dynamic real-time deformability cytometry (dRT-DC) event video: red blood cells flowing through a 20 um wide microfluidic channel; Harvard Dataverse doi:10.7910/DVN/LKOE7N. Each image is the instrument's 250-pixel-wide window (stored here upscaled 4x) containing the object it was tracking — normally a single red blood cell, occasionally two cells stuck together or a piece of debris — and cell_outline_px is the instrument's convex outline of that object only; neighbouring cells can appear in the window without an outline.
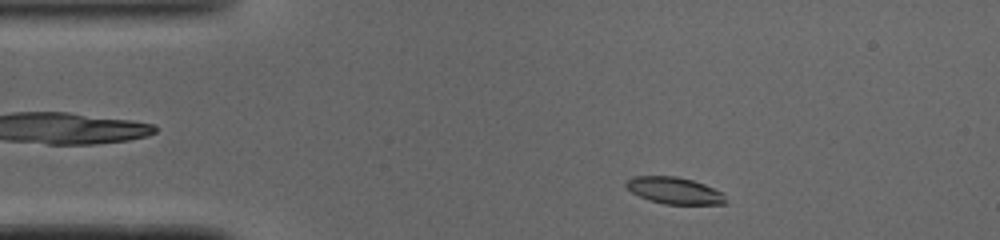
{"species": "common noctule bat (a hibernating species)", "species_latin": "Nyctalus noctula", "temperature_condition": "cold", "stored_images_in_passage": 45, "camera_frame_rate_fps": 3000, "um_per_image_px": 0.085, "animal": {"sex": "male", "body_mass_g": 19.0, "forearm_length_mm": 50.8}, "frame": {"image": 1, "passage_image": 4, "time_ms": 1.0, "image_size_px": [1000, 240], "cell_outline_px": [[724, 204], [664, 204], [648, 200], [632, 192], [624, 184], [632, 176], [676, 176], [692, 180], [704, 184], [724, 192]], "centroid_in_image_um": [57.31, 16.19], "position_along_channel_um": 27.7, "area_um2": 15.43}}
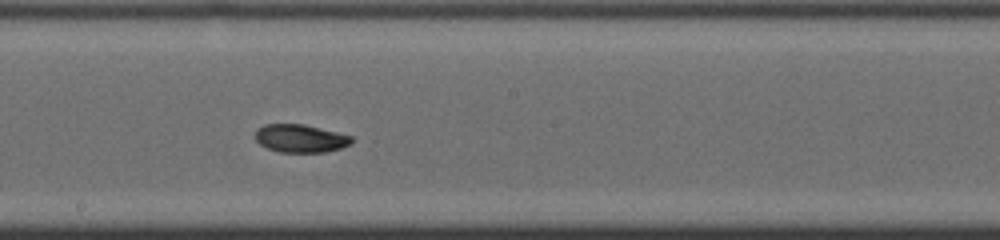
{"frame": {"image": 2, "passage_image": 22, "time_ms": 7.0, "image_size_px": [1000, 240], "cell_outline_px": [[352, 144], [340, 148], [324, 152], [280, 152], [268, 148], [260, 144], [252, 136], [256, 128], [264, 124], [304, 124], [352, 136]], "centroid_in_image_um": [25.48, 11.75], "position_along_channel_um": 222.7, "area_um2": 15.84}}
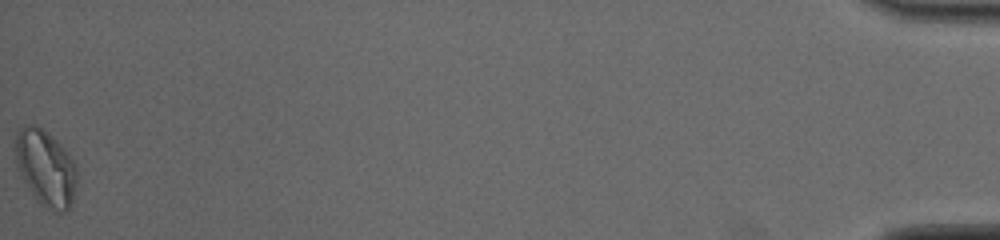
{"frame": {"image": 3, "passage_image": 45, "time_ms": 14.667, "image_size_px": [1000, 240], "cell_outline_px": [[76, 180], [72, 204], [64, 212], [52, 212], [40, 204], [20, 176], [16, 160], [16, 136], [20, 128], [24, 124], [36, 124], [44, 128], [60, 144], [72, 160], [76, 168]], "centroid_in_image_um": [3.87, 14.27], "position_along_channel_um": 431.3, "area_um2": 27.17}, "authors_computed_cell_mechanics": {"area_um2": 16.4152, "velocity_mm_per_s": 4.0703, "shape_relaxation_time_tau1_ms": 2.8973, "shape_relaxation_time_tau2_ms": null, "deformation_change_tau1": 0.1249, "deformation_change_tau2": null}}